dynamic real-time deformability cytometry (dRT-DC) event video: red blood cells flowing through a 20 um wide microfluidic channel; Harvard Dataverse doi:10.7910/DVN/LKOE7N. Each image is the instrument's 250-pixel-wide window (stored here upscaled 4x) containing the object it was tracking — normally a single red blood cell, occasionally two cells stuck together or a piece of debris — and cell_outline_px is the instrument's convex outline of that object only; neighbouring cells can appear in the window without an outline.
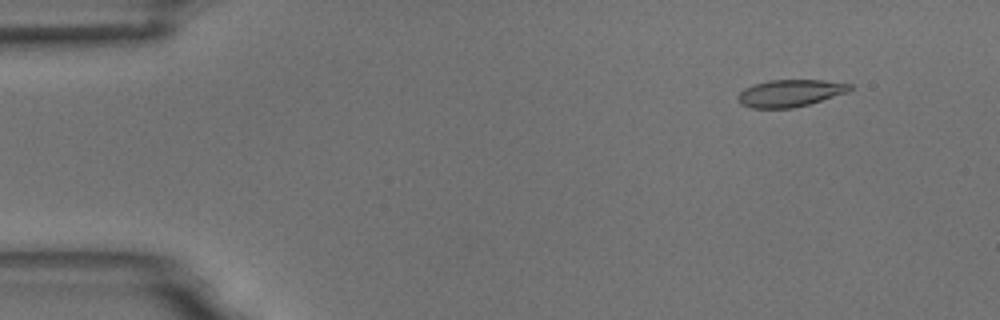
{"species": "common noctule bat (a hibernating species)", "species_latin": "Nyctalus noctula", "temperature_condition": "room temperature", "stored_images_in_passage": 5, "camera_frame_rate_fps": 3000, "um_per_image_px": 0.085, "animal": {"sex": "male", "body_mass_g": 18.8}, "frame": {"image": 1, "passage_image": 2, "time_ms": 1.333, "image_size_px": [1000, 320], "cell_outline_px": [[852, 88], [848, 92], [808, 104], [792, 108], [752, 108], [740, 104], [736, 96], [744, 88], [752, 84], [768, 80], [824, 80], [852, 84]], "centroid_in_image_um": [67.12, 7.91], "position_along_channel_um": 17.9, "area_um2": 17.74}}
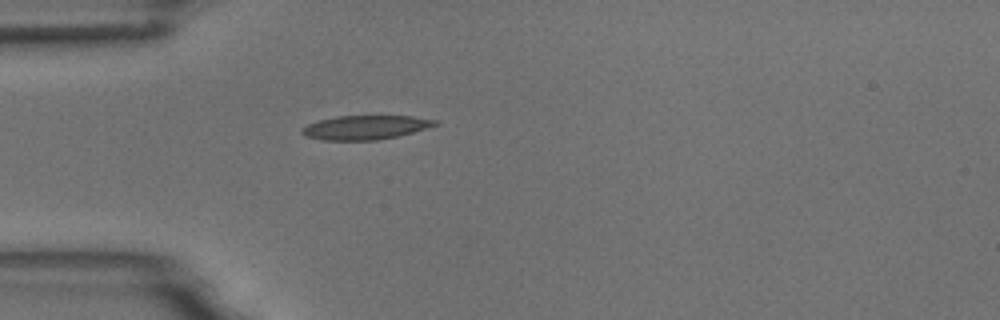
{"frame": {"image": 2, "passage_image": 5, "time_ms": 4.667, "image_size_px": [1000, 320], "cell_outline_px": [[440, 124], [412, 132], [396, 136], [376, 140], [324, 140], [304, 136], [300, 132], [300, 128], [308, 124], [320, 120], [336, 116], [412, 116], [436, 120]], "centroid_in_image_um": [31.02, 10.83], "position_along_channel_um": 54.0, "area_um2": 18.55}}